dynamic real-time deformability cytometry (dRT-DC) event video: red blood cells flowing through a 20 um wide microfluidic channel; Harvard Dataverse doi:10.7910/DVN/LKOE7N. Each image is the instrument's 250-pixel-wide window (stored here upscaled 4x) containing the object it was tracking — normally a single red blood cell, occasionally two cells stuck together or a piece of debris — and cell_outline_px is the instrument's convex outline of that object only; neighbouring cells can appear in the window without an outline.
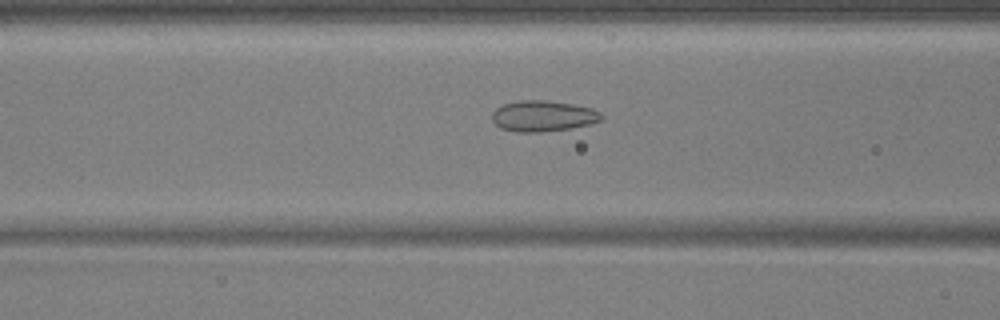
{"species": "common noctule bat (a hibernating species)", "species_latin": "Nyctalus noctula", "temperature_condition": "warm", "stored_images_in_passage": 46, "camera_frame_rate_fps": 3000, "um_per_image_px": 0.085, "animal": {"sex": "male", "body_mass_g": 17.9, "forearm_length_mm": 54.2}, "frame": {"image": 1, "passage_image": 14, "time_ms": 4.333, "image_size_px": [1000, 320], "cell_outline_px": [[604, 116], [600, 120], [588, 124], [568, 128], [544, 132], [516, 132], [500, 128], [492, 120], [492, 112], [496, 108], [504, 104], [520, 100], [548, 100], [572, 104], [592, 108], [600, 112]], "centroid_in_image_um": [46.13, 9.86], "position_along_channel_um": 120.5, "area_um2": 19.65}}
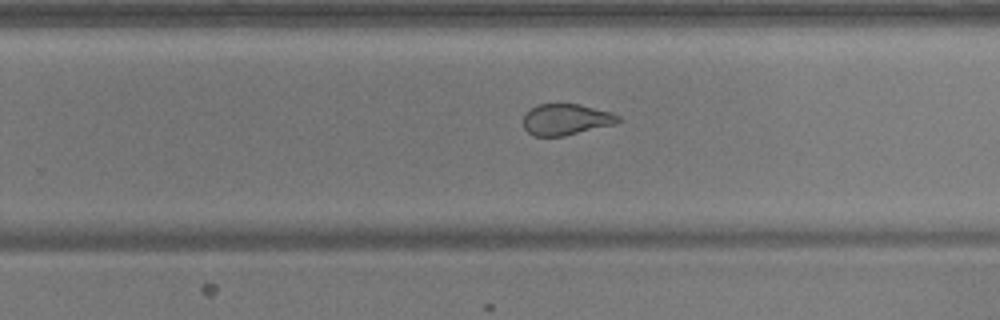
{"frame": {"image": 2, "passage_image": 27, "time_ms": 8.667, "image_size_px": [1000, 320], "cell_outline_px": [[620, 120], [616, 124], [564, 136], [532, 136], [524, 128], [524, 112], [536, 104], [580, 104], [612, 112], [620, 116]], "centroid_in_image_um": [48.11, 10.15], "position_along_channel_um": 281.7, "area_um2": 17.46}}
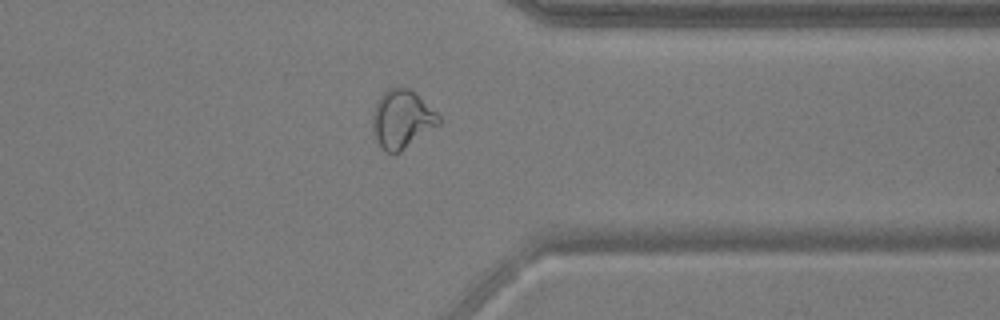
{"frame": {"image": 3, "passage_image": 35, "time_ms": 11.333, "image_size_px": [1000, 320], "cell_outline_px": [[440, 124], [400, 152], [388, 152], [376, 140], [372, 132], [372, 112], [380, 96], [388, 88], [408, 88], [416, 92], [440, 116]], "centroid_in_image_um": [34.16, 10.11], "position_along_channel_um": 377.2, "area_um2": 22.37}, "authors_computed_cell_mechanics": {"area_um2": 20.4612, "velocity_mm_per_s": 3.727, "shape_relaxation_time_tau1_ms": null, "shape_relaxation_time_tau2_ms": 1.5878, "deformation_change_tau1": null, "deformation_change_tau2": 0.073}}